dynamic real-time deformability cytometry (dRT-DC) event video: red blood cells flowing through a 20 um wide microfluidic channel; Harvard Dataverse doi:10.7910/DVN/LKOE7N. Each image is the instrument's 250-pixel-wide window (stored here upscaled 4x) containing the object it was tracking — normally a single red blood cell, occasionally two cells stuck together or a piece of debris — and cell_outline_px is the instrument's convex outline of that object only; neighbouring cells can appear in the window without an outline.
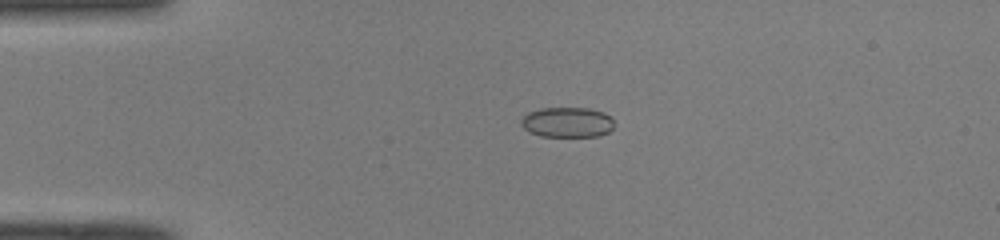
{"species": "common noctule bat (a hibernating species)", "species_latin": "Nyctalus noctula", "temperature_condition": "room temperature", "stored_images_in_passage": 39, "camera_frame_rate_fps": 3000, "um_per_image_px": 0.085, "animal": {"sex": "male", "body_mass_g": 19.0, "forearm_length_mm": 50.8}, "frame": {"image": 1, "passage_image": 1, "time_ms": 0.0, "image_size_px": [1000, 240], "cell_outline_px": [[612, 128], [608, 132], [596, 136], [540, 136], [528, 132], [520, 124], [520, 120], [528, 112], [540, 108], [588, 108], [604, 112], [612, 116]], "centroid_in_image_um": [48.19, 10.38], "position_along_channel_um": 36.8, "area_um2": 16.42}}
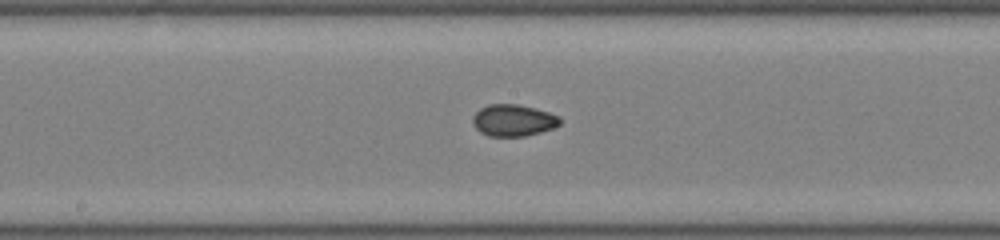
{"frame": {"image": 2, "passage_image": 16, "time_ms": 5.0, "image_size_px": [1000, 240], "cell_outline_px": [[560, 124], [552, 128], [540, 132], [524, 136], [488, 136], [480, 132], [472, 124], [472, 116], [480, 108], [488, 104], [516, 104], [548, 112], [560, 116]], "centroid_in_image_um": [43.59, 10.23], "position_along_channel_um": 204.6, "area_um2": 16.07}}
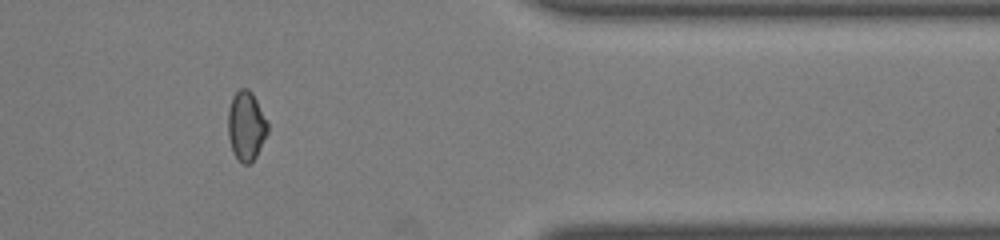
{"frame": {"image": 3, "passage_image": 31, "time_ms": 10.0, "image_size_px": [1000, 240], "cell_outline_px": [[268, 132], [256, 156], [248, 164], [244, 164], [232, 152], [228, 136], [228, 112], [232, 96], [240, 88], [248, 88], [252, 92], [268, 124]], "centroid_in_image_um": [20.91, 10.69], "position_along_channel_um": 390.5, "area_um2": 15.84}, "authors_computed_cell_mechanics": {"area_um2": 16.184, "velocity_mm_per_s": 4.1034, "shape_relaxation_time_tau1_ms": null, "shape_relaxation_time_tau2_ms": 1.6998, "deformation_change_tau1": null, "deformation_change_tau2": 0.0435}}